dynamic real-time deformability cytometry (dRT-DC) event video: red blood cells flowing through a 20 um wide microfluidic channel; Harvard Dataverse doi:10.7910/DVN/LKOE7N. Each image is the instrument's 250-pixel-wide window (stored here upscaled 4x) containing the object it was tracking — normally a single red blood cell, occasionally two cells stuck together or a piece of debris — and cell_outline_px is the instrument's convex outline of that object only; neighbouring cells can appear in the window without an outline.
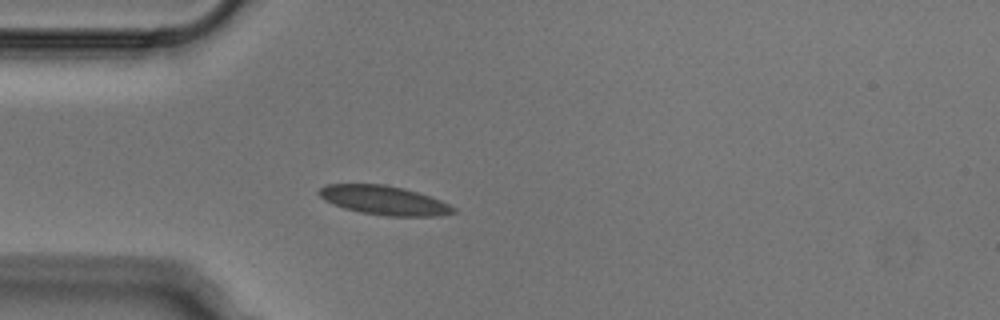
{"species": "Egyptian fruit bat (a non-hibernating species)", "species_latin": "Rousettus aegyptiacus", "temperature_condition": "cold", "stored_images_in_passage": 39, "camera_frame_rate_fps": 3000, "um_per_image_px": 0.085, "animal": {"sex": "male"}, "frame": {"image": 1, "passage_image": 1, "time_ms": 0.0, "image_size_px": [1000, 320], "cell_outline_px": [[456, 212], [440, 216], [384, 216], [360, 212], [344, 208], [332, 204], [324, 200], [316, 192], [320, 188], [328, 184], [384, 184], [404, 188], [440, 200], [456, 208]], "centroid_in_image_um": [32.62, 17.03], "position_along_channel_um": 52.4, "area_um2": 22.77}}
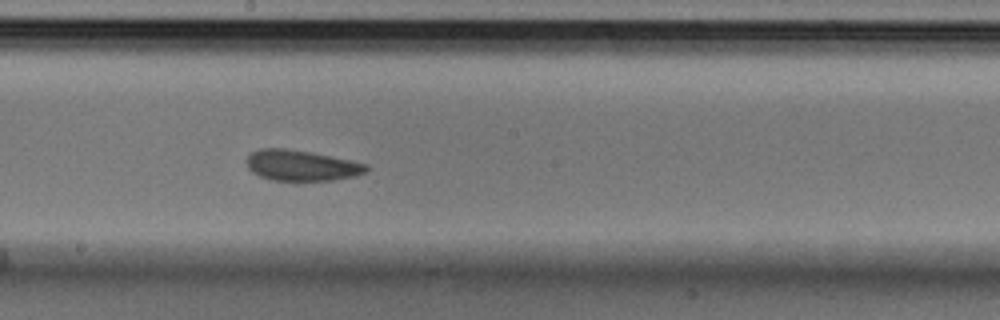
{"frame": {"image": 2, "passage_image": 15, "time_ms": 4.667, "image_size_px": [1000, 320], "cell_outline_px": [[368, 172], [356, 176], [332, 180], [272, 180], [260, 176], [252, 172], [248, 168], [248, 156], [252, 152], [260, 148], [284, 148], [312, 152], [368, 164]], "centroid_in_image_um": [25.65, 14.06], "position_along_channel_um": 222.6, "area_um2": 21.33}}
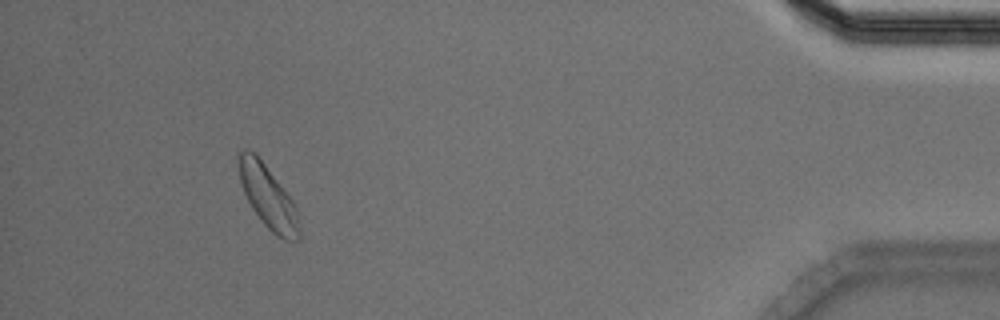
{"frame": {"image": 3, "passage_image": 35, "time_ms": 11.333, "image_size_px": [1000, 320], "cell_outline_px": [[300, 240], [284, 240], [276, 236], [260, 220], [252, 208], [244, 192], [240, 180], [236, 156], [244, 148], [248, 148], [256, 152], [292, 200], [296, 208], [300, 232]], "centroid_in_image_um": [22.75, 16.7], "position_along_channel_um": 412.4, "area_um2": 22.25}}